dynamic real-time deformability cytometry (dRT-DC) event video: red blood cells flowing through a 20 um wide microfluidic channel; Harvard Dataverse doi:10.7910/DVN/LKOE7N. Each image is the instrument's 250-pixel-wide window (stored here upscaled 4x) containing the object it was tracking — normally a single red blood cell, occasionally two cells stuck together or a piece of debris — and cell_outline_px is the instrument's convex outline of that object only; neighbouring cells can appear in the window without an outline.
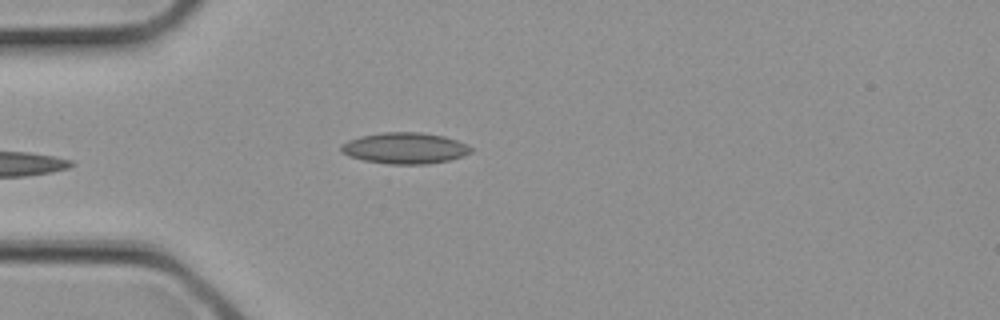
{"species": "common noctule bat (a hibernating species)", "species_latin": "Nyctalus noctula", "temperature_condition": "cold", "stored_images_in_passage": 2, "camera_frame_rate_fps": 3000, "um_per_image_px": 0.085, "animal": {"sex": "female", "body_mass_g": 21.9}, "frame": {"image": 1, "passage_image": 2, "time_ms": 0.333, "image_size_px": [1000, 320], "cell_outline_px": [[472, 152], [464, 156], [448, 160], [428, 164], [388, 164], [364, 160], [348, 156], [340, 152], [340, 144], [348, 140], [360, 136], [380, 132], [420, 132], [444, 136], [456, 140], [472, 148]], "centroid_in_image_um": [34.37, 12.59], "position_along_channel_um": 50.6, "area_um2": 23.7}}